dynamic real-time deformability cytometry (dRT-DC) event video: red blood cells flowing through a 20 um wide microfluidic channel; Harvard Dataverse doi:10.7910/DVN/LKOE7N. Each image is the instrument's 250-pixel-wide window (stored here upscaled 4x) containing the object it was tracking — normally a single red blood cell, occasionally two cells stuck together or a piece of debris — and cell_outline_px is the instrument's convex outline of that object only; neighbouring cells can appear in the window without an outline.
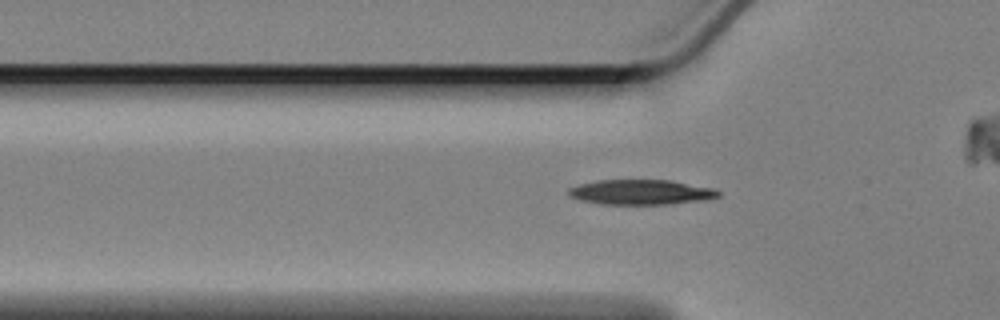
{"species": "Egyptian fruit bat (a non-hibernating species)", "species_latin": "Rousettus aegyptiacus", "temperature_condition": "cold", "stored_images_in_passage": 50, "camera_frame_rate_fps": 3000, "um_per_image_px": 0.085, "animal": {"sex": "female"}, "frame": {"image": 1, "passage_image": 18, "time_ms": 5.667, "image_size_px": [1000, 320], "cell_outline_px": [[720, 196], [700, 200], [668, 204], [600, 204], [580, 200], [572, 196], [568, 192], [568, 188], [580, 184], [600, 180], [672, 180], [712, 188], [720, 192]], "centroid_in_image_um": [54.47, 16.33], "position_along_channel_um": 71.3, "area_um2": 21.56}}
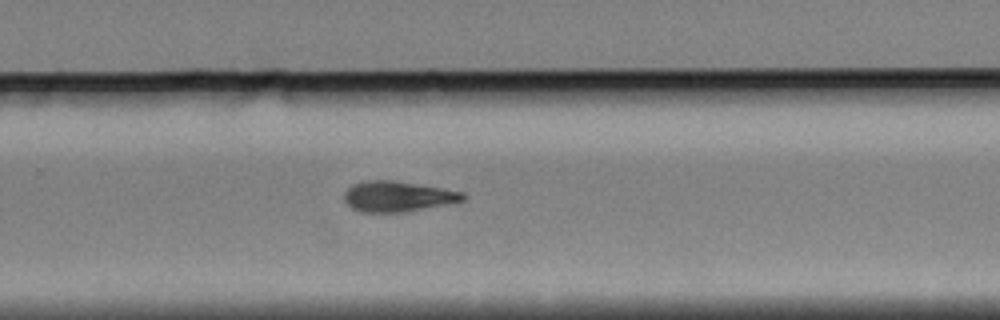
{"frame": {"image": 2, "passage_image": 38, "time_ms": 12.333, "image_size_px": [1000, 320], "cell_outline_px": [[464, 200], [456, 204], [408, 212], [360, 212], [352, 208], [344, 200], [344, 192], [352, 184], [368, 180], [392, 180], [464, 192]], "centroid_in_image_um": [33.84, 16.72], "position_along_channel_um": 296.0, "area_um2": 21.39}}
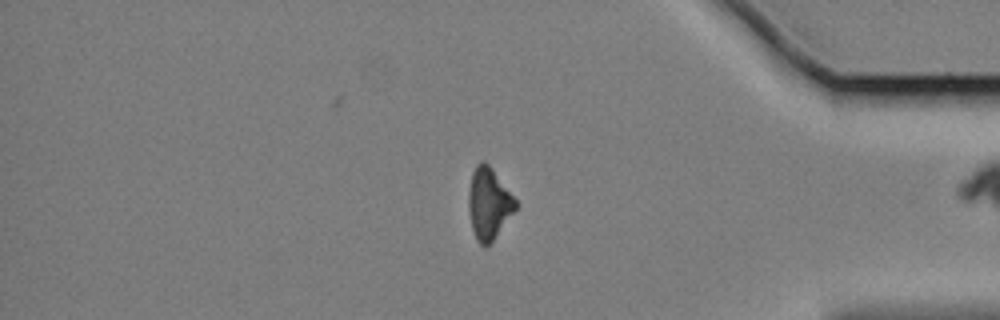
{"frame": {"image": 3, "passage_image": 49, "time_ms": 16.0, "image_size_px": [1000, 320], "cell_outline_px": [[520, 204], [492, 240], [484, 248], [476, 240], [472, 228], [468, 208], [468, 192], [472, 172], [476, 164], [484, 160], [488, 164]], "centroid_in_image_um": [41.54, 17.29], "position_along_channel_um": 393.7, "area_um2": 19.48}}